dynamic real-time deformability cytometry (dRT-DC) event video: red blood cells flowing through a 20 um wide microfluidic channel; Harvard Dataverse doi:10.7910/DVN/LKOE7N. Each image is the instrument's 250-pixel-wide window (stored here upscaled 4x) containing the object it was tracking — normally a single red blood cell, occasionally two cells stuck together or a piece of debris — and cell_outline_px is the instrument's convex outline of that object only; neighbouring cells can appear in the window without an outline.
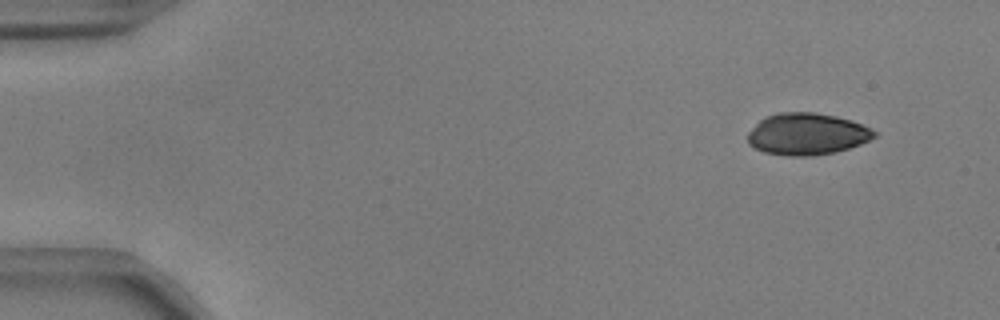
{"species": "common noctule bat (a hibernating species)", "species_latin": "Nyctalus noctula", "temperature_condition": "warm", "stored_images_in_passage": 10, "camera_frame_rate_fps": 3000, "um_per_image_px": 0.085, "animal": {"sex": "male", "body_mass_g": 17.9, "forearm_length_mm": 54.2}, "frame": {"image": 1, "passage_image": 1, "time_ms": 0.0, "image_size_px": [1000, 320], "cell_outline_px": [[876, 136], [860, 144], [836, 152], [812, 156], [788, 156], [764, 152], [748, 144], [748, 132], [764, 116], [780, 112], [816, 112], [836, 116], [852, 120], [872, 128], [876, 132]], "centroid_in_image_um": [68.6, 11.38], "position_along_channel_um": 16.4, "area_um2": 30.98}}